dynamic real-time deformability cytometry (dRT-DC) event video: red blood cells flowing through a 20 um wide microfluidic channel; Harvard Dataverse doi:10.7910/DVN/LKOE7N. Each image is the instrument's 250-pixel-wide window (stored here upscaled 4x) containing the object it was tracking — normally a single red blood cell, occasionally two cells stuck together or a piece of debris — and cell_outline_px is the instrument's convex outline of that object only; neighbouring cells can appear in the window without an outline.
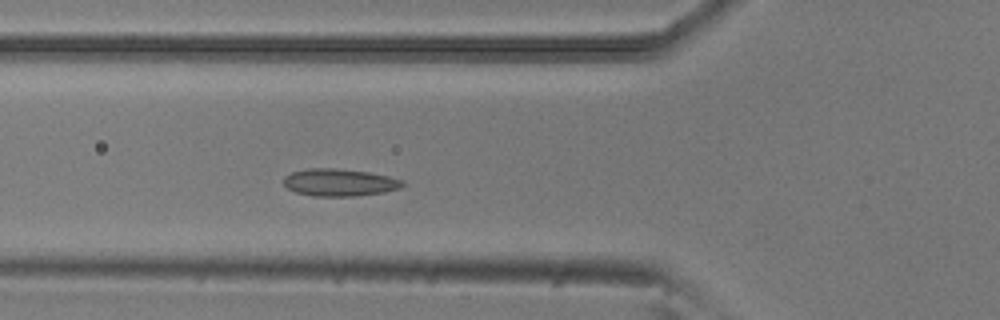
{"species": "common noctule bat (a hibernating species)", "species_latin": "Nyctalus noctula", "temperature_condition": "room temperature", "stored_images_in_passage": 4, "camera_frame_rate_fps": 3000, "um_per_image_px": 0.085, "animal": {"sex": "male", "body_mass_g": 20.5, "forearm_length_mm": 52.5}, "frame": {"image": 1, "passage_image": 4, "time_ms": 1.0, "image_size_px": [1000, 320], "cell_outline_px": [[404, 184], [400, 188], [384, 192], [356, 196], [312, 196], [296, 192], [288, 188], [284, 184], [284, 176], [292, 172], [308, 168], [336, 168], [368, 172], [388, 176], [404, 180]], "centroid_in_image_um": [28.86, 15.5], "position_along_channel_um": 96.9, "area_um2": 18.96}}